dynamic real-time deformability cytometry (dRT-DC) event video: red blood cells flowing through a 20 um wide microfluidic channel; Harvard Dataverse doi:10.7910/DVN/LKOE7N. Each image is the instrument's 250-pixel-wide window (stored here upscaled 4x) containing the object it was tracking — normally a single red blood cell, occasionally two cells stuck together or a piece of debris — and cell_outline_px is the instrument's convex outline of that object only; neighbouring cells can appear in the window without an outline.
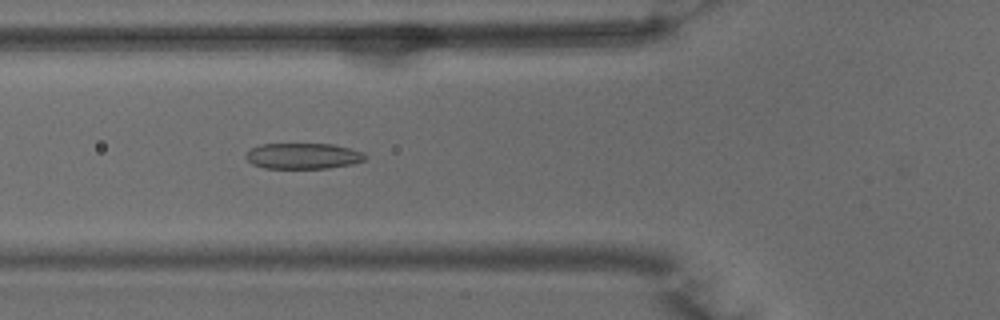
{"species": "common noctule bat (a hibernating species)", "species_latin": "Nyctalus noctula", "temperature_condition": "warm", "stored_images_in_passage": 38, "camera_frame_rate_fps": 3000, "um_per_image_px": 0.085, "animal": {"sex": "male", "body_mass_g": 15.6}, "frame": {"image": 1, "passage_image": 7, "time_ms": 2.0, "image_size_px": [1000, 320], "cell_outline_px": [[368, 156], [364, 160], [352, 164], [328, 168], [264, 168], [252, 164], [244, 156], [252, 148], [260, 144], [332, 144], [364, 152]], "centroid_in_image_um": [25.77, 13.26], "position_along_channel_um": 100.0, "area_um2": 17.92}}
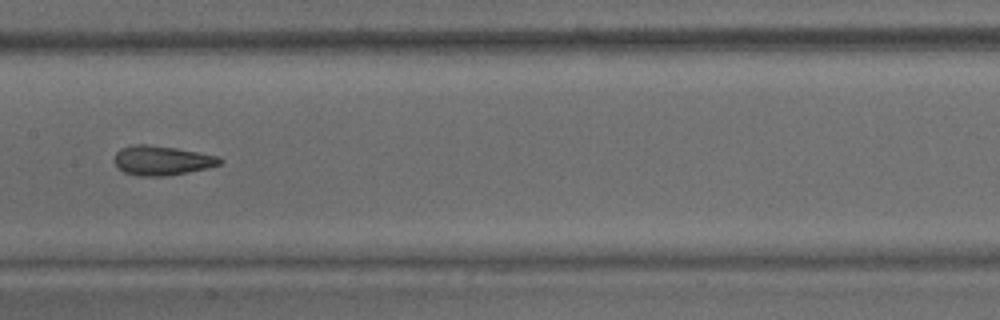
{"frame": {"image": 2, "passage_image": 14, "time_ms": 4.333, "image_size_px": [1000, 320], "cell_outline_px": [[224, 160], [220, 164], [208, 168], [168, 176], [140, 176], [124, 172], [112, 160], [116, 152], [120, 148], [132, 144], [148, 144], [176, 148], [220, 156]], "centroid_in_image_um": [13.76, 13.63], "position_along_channel_um": 193.6, "area_um2": 18.32}}
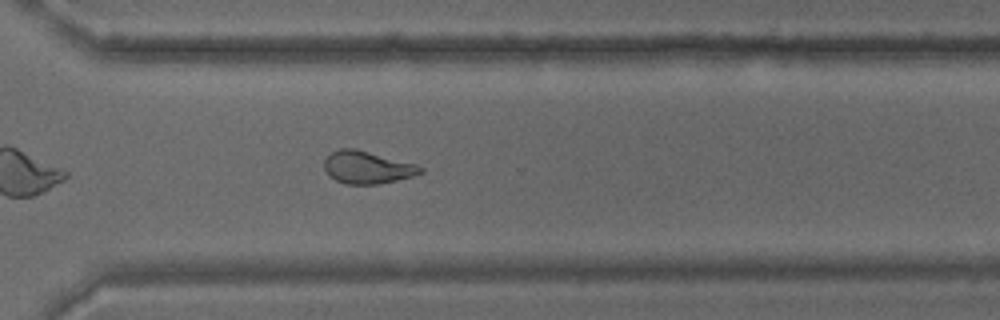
{"frame": {"image": 3, "passage_image": 25, "time_ms": 8.0, "image_size_px": [1000, 320], "cell_outline_px": [[424, 172], [412, 176], [380, 184], [344, 184], [328, 176], [324, 168], [324, 160], [332, 152], [340, 148], [356, 148], [416, 164], [424, 168]], "centroid_in_image_um": [31.2, 14.23], "position_along_channel_um": 339.4, "area_um2": 18.32}, "authors_computed_cell_mechanics": {"area_um2": 18.4093, "velocity_mm_per_s": 3.9886, "shape_relaxation_time_tau1_ms": null, "shape_relaxation_time_tau2_ms": 1.5577, "deformation_change_tau1": null, "deformation_change_tau2": 0.091}}